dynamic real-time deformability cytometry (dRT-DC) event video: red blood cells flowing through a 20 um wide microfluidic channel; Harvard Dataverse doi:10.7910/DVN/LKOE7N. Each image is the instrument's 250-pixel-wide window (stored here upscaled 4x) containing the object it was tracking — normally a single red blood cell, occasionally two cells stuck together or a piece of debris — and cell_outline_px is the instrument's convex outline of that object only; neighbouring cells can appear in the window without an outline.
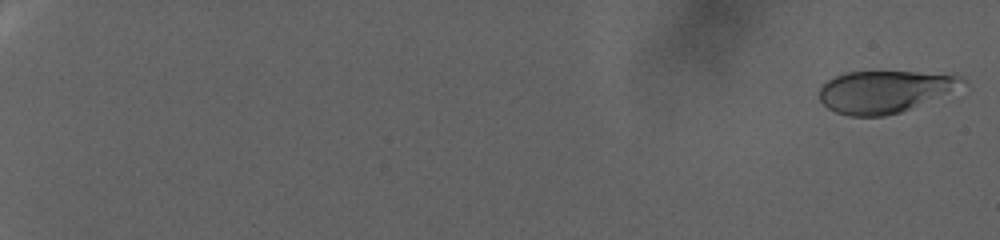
{"species": "human", "species_latin": "Homo sapiens", "temperature_condition": "warm", "stored_images_in_passage": 101, "camera_frame_rate_fps": 3000, "um_per_image_px": 0.085, "donor": {"sex": "female"}, "frame": {"image": 1, "passage_image": 2, "time_ms": 0.333, "image_size_px": [1000, 240], "cell_outline_px": [[968, 84], [900, 112], [884, 116], [848, 116], [836, 112], [828, 108], [820, 100], [820, 88], [828, 80], [844, 72], [956, 72], [964, 76], [968, 80]], "centroid_in_image_um": [75.28, 7.75], "position_along_channel_um": 9.7, "area_um2": 35.32}}
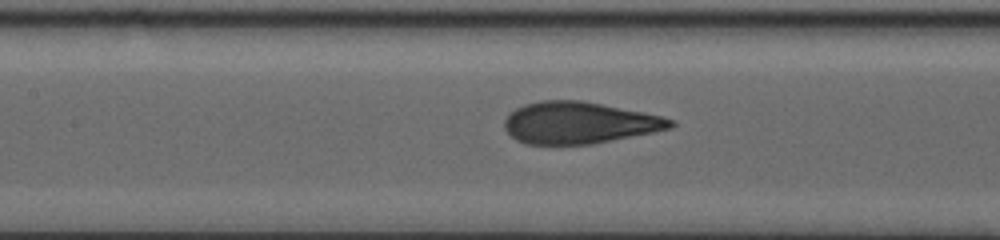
{"frame": {"image": 2, "passage_image": 56, "time_ms": 18.333, "image_size_px": [1000, 240], "cell_outline_px": [[676, 124], [672, 128], [592, 144], [524, 144], [516, 140], [504, 128], [504, 120], [508, 112], [524, 104], [540, 100], [580, 100], [644, 112], [664, 116], [676, 120]], "centroid_in_image_um": [49.22, 10.43], "position_along_channel_um": 158.2, "area_um2": 40.58}}
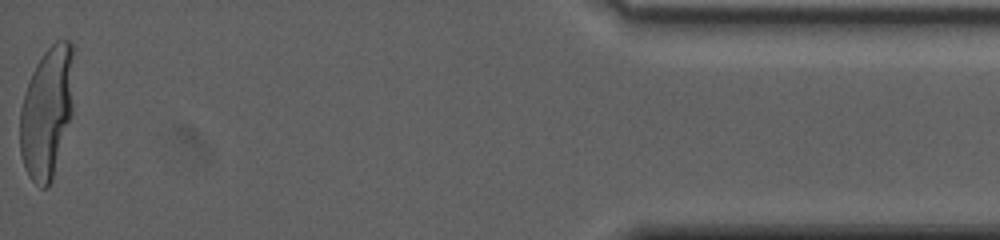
{"frame": {"image": 3, "passage_image": 101, "time_ms": 33.333, "image_size_px": [1000, 240], "cell_outline_px": [[72, 112], [52, 180], [48, 188], [40, 188], [28, 176], [20, 152], [20, 108], [28, 80], [36, 64], [44, 52], [56, 40], [68, 40], [72, 44]], "centroid_in_image_um": [3.96, 9.56], "position_along_channel_um": 431.2, "area_um2": 40.92}, "authors_computed_cell_mechanics": {"area_um2": 39.1884, "velocity_mm_per_s": 2.2534, "shape_relaxation_time_tau1_ms": 8.0864, "shape_relaxation_time_tau2_ms": null, "deformation_change_tau1": 0.2621, "deformation_change_tau2": null}}